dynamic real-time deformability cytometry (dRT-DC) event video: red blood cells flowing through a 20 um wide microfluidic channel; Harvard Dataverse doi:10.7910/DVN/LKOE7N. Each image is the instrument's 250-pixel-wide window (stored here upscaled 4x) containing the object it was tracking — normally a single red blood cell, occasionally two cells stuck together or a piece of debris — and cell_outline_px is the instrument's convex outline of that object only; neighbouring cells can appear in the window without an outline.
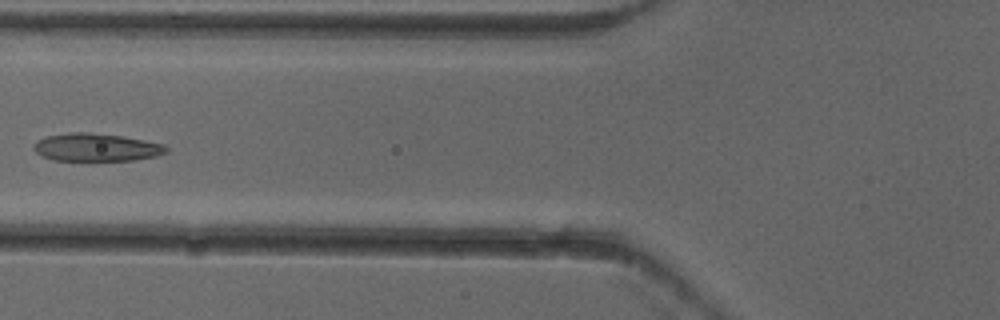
{"species": "common noctule bat (a hibernating species)", "species_latin": "Nyctalus noctula", "temperature_condition": "cold", "stored_images_in_passage": 7, "camera_frame_rate_fps": 3000, "um_per_image_px": 0.085, "animal": {"sex": "female"}, "frame": {"image": 1, "passage_image": 6, "time_ms": 1.667, "image_size_px": [1000, 320], "cell_outline_px": [[168, 152], [156, 156], [132, 160], [52, 160], [40, 156], [32, 148], [44, 136], [68, 132], [88, 132], [124, 136], [164, 144], [168, 148]], "centroid_in_image_um": [8.18, 12.52], "position_along_channel_um": 117.6, "area_um2": 21.56}}
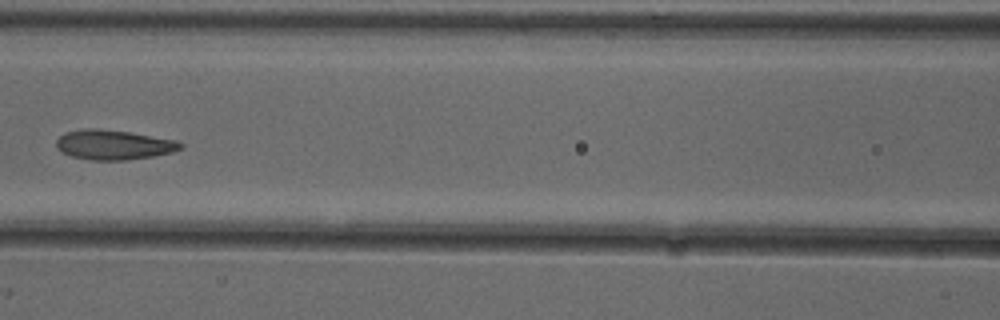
{"frame": {"image": 2, "passage_image": 7, "time_ms": 2.0, "image_size_px": [1000, 320], "cell_outline_px": [[184, 148], [172, 152], [152, 156], [128, 160], [92, 160], [72, 156], [56, 148], [56, 140], [64, 132], [84, 128], [96, 128], [128, 132], [176, 140], [184, 144]], "centroid_in_image_um": [9.66, 12.3], "position_along_channel_um": 156.9, "area_um2": 21.5}}